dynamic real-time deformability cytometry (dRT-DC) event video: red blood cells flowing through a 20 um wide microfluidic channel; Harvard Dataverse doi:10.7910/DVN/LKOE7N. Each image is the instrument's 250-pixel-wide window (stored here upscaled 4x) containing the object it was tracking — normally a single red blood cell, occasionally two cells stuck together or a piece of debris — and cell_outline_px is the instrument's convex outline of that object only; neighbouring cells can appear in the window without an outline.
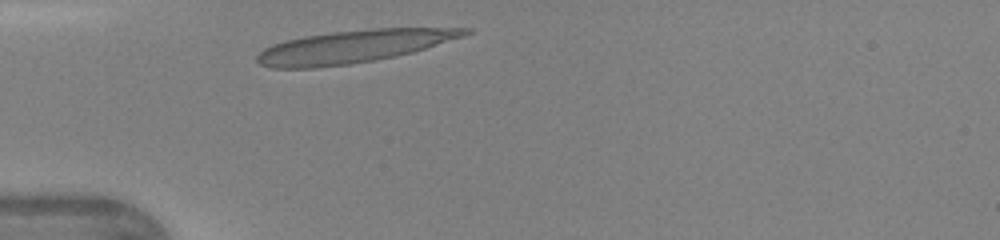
{"species": "human", "species_latin": "Homo sapiens", "temperature_condition": "warm", "stored_images_in_passage": 25, "camera_frame_rate_fps": 3000, "um_per_image_px": 0.085, "donor": {"sex": "female"}, "frame": {"image": 1, "passage_image": 1, "time_ms": 0.0, "image_size_px": [1000, 240], "cell_outline_px": [[472, 32], [464, 36], [412, 52], [396, 56], [348, 64], [316, 68], [272, 68], [260, 64], [256, 60], [256, 56], [264, 48], [272, 44], [284, 40], [304, 36], [332, 32], [372, 28], [472, 28]], "centroid_in_image_um": [30.01, 3.95], "position_along_channel_um": 55.0, "area_um2": 39.36}}
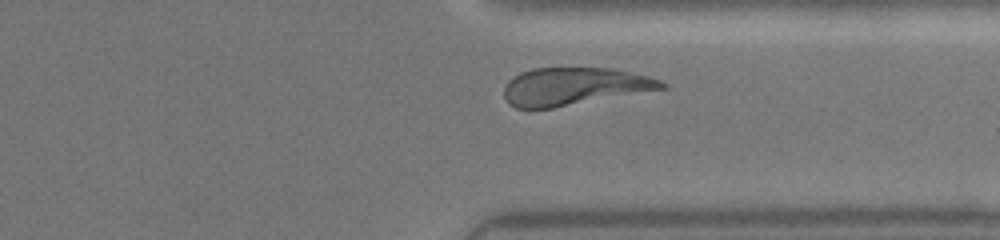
{"frame": {"image": 2, "passage_image": 22, "time_ms": 7.0, "image_size_px": [1000, 240], "cell_outline_px": [[668, 88], [552, 108], [516, 108], [508, 104], [504, 96], [504, 88], [508, 80], [512, 76], [520, 72], [532, 68], [612, 68], [648, 76], [660, 80], [668, 84]], "centroid_in_image_um": [48.79, 7.34], "position_along_channel_um": 362.6, "area_um2": 34.68}, "authors_computed_cell_mechanics": {"area_um2": 35.836, "velocity_mm_per_s": 4.3461, "shape_relaxation_time_tau1_ms": 8.0276, "shape_relaxation_time_tau2_ms": 1.8344, "deformation_change_tau1": 0.3261, "deformation_change_tau2": 0.0922}}